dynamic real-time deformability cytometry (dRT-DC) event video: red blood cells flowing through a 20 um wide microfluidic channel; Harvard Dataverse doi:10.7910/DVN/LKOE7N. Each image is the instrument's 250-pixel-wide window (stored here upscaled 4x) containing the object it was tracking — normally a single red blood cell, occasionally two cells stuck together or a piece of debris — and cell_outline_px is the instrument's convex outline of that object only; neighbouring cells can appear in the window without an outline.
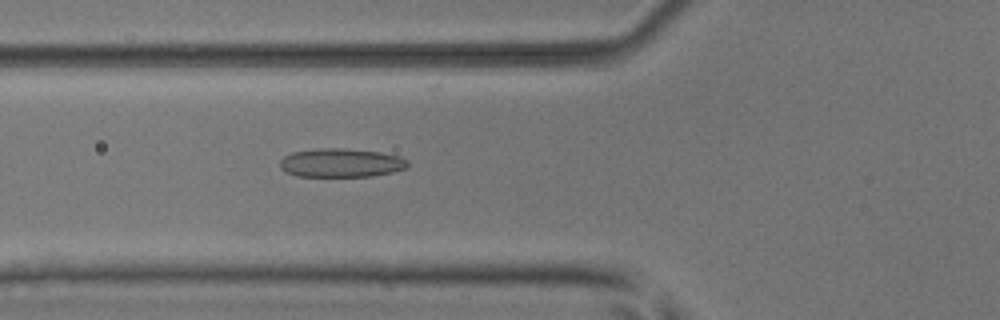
{"species": "common noctule bat (a hibernating species)", "species_latin": "Nyctalus noctula", "temperature_condition": "room temperature", "stored_images_in_passage": 20, "camera_frame_rate_fps": 3000, "um_per_image_px": 0.085, "animal": {"sex": "male", "body_mass_g": 17.9, "forearm_length_mm": 54.2}, "frame": {"image": 1, "passage_image": 5, "time_ms": 1.333, "image_size_px": [1000, 320], "cell_outline_px": [[408, 168], [392, 172], [372, 176], [296, 176], [284, 172], [280, 168], [280, 160], [284, 156], [292, 152], [320, 148], [344, 148], [380, 152], [400, 156], [408, 160]], "centroid_in_image_um": [28.99, 13.84], "position_along_channel_um": 96.8, "area_um2": 21.56}}
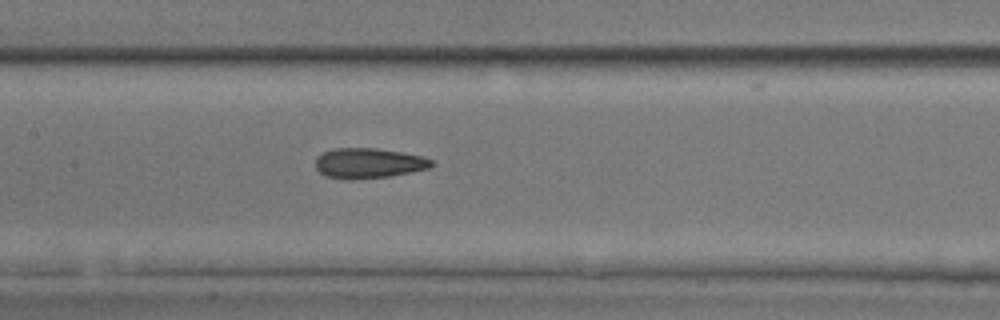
{"frame": {"image": 2, "passage_image": 11, "time_ms": 3.333, "image_size_px": [1000, 320], "cell_outline_px": [[436, 164], [428, 168], [388, 176], [352, 180], [348, 180], [324, 176], [316, 168], [316, 160], [324, 152], [332, 148], [376, 148], [424, 156], [432, 160]], "centroid_in_image_um": [31.33, 13.87], "position_along_channel_um": 176.1, "area_um2": 20.35}}
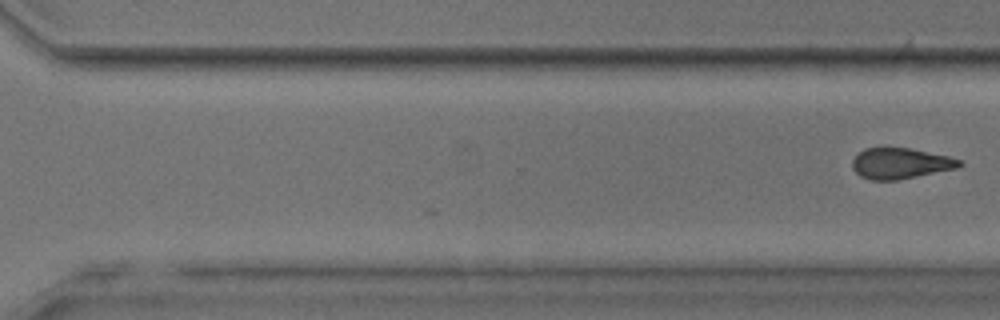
{"frame": {"image": 3, "passage_image": 20, "time_ms": 6.333, "image_size_px": [1000, 320], "cell_outline_px": [[964, 164], [956, 168], [896, 180], [872, 180], [860, 176], [852, 168], [852, 160], [864, 148], [884, 144], [912, 148], [948, 156], [960, 160]], "centroid_in_image_um": [76.48, 13.83], "position_along_channel_um": 294.1, "area_um2": 19.71}}